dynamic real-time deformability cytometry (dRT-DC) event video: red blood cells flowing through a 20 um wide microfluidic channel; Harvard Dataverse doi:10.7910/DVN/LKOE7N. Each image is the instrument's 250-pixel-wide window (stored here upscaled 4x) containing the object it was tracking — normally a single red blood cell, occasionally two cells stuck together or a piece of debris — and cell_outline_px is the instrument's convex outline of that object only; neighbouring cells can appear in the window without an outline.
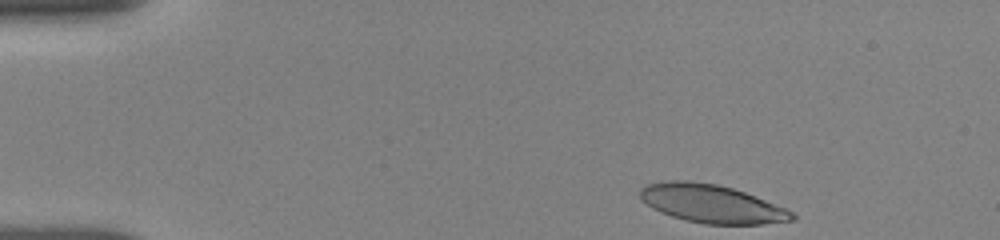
{"species": "human", "species_latin": "Homo sapiens", "temperature_condition": "room temperature", "stored_images_in_passage": 46, "camera_frame_rate_fps": 3000, "um_per_image_px": 0.085, "donor": {"sex": "female"}, "frame": {"image": 1, "passage_image": 1, "time_ms": 0.0, "image_size_px": [1000, 240], "cell_outline_px": [[796, 220], [760, 224], [704, 224], [684, 220], [660, 212], [652, 208], [640, 196], [640, 188], [648, 184], [668, 180], [688, 180], [716, 184], [732, 188], [744, 192], [784, 208], [792, 212], [796, 216]], "centroid_in_image_um": [60.47, 17.32], "position_along_channel_um": 24.5, "area_um2": 33.58}}
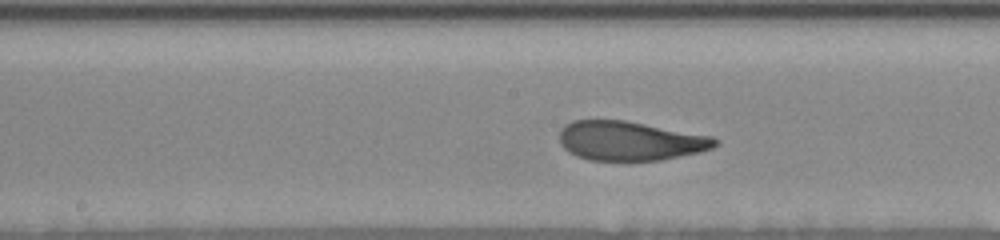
{"frame": {"image": 2, "passage_image": 27, "time_ms": 6.667, "image_size_px": [1000, 240], "cell_outline_px": [[720, 144], [712, 148], [700, 152], [660, 160], [588, 160], [576, 156], [568, 152], [560, 144], [560, 128], [564, 124], [572, 120], [624, 120], [712, 136], [720, 140]], "centroid_in_image_um": [53.54, 11.97], "position_along_channel_um": 194.7, "area_um2": 35.78}}
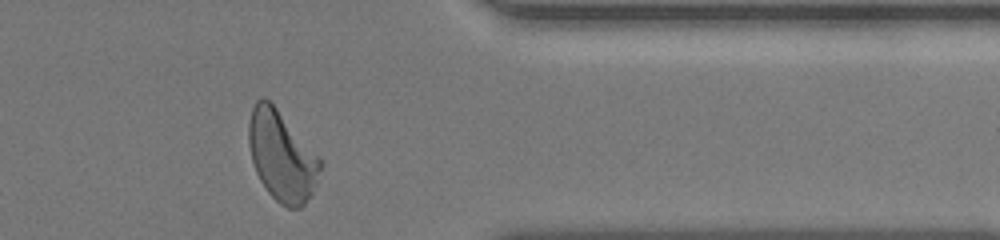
{"frame": {"image": 3, "passage_image": 43, "time_ms": 12.0, "image_size_px": [1000, 240], "cell_outline_px": [[324, 164], [316, 184], [312, 192], [304, 204], [300, 208], [288, 208], [280, 204], [268, 192], [260, 180], [256, 172], [252, 160], [248, 144], [248, 124], [252, 108], [256, 100], [260, 96], [264, 96], [276, 108], [320, 156]], "centroid_in_image_um": [23.96, 13.26], "position_along_channel_um": 387.4, "area_um2": 37.63}, "authors_computed_cell_mechanics": {"area_um2": 36.3562, "velocity_mm_per_s": 3.8126, "shape_relaxation_time_tau1_ms": 4.1705, "shape_relaxation_time_tau2_ms": 1.1783, "deformation_change_tau1": 0.1848, "deformation_change_tau2": 0.0881}}